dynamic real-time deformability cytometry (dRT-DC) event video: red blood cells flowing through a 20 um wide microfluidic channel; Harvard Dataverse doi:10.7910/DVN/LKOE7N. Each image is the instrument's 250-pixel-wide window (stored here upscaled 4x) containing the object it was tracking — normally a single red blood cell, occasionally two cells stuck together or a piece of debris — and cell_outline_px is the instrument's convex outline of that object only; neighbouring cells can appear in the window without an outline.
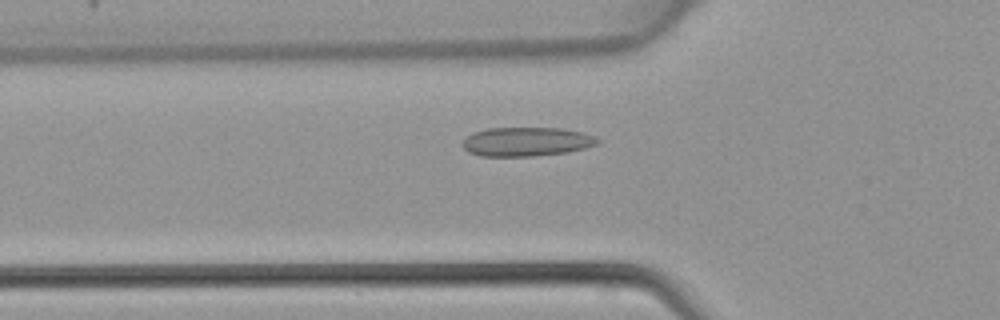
{"species": "common noctule bat (a hibernating species)", "species_latin": "Nyctalus noctula", "temperature_condition": "warm", "stored_images_in_passage": 44, "camera_frame_rate_fps": 3000, "um_per_image_px": 0.085, "animal": {"sex": "female", "body_mass_g": 22.7, "forearm_length_mm": 54.2}, "frame": {"image": 1, "passage_image": 14, "time_ms": 4.333, "image_size_px": [1000, 320], "cell_outline_px": [[600, 140], [596, 144], [584, 148], [568, 152], [532, 156], [480, 156], [468, 152], [460, 144], [472, 132], [488, 128], [560, 128], [580, 132], [596, 136]], "centroid_in_image_um": [44.72, 12.04], "position_along_channel_um": 81.1, "area_um2": 22.83}}
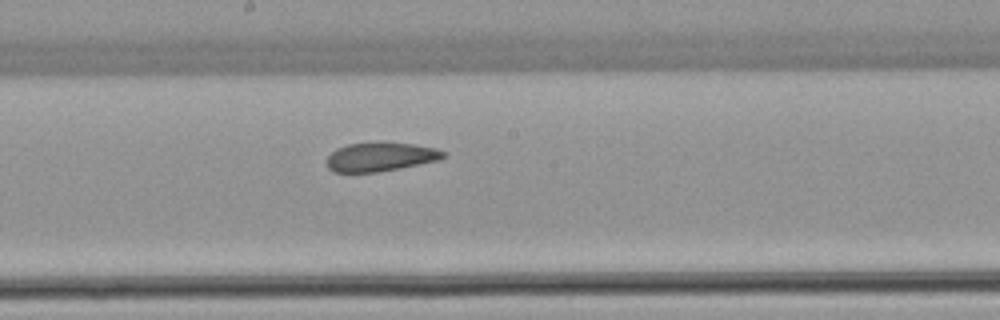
{"frame": {"image": 2, "passage_image": 23, "time_ms": 7.333, "image_size_px": [1000, 320], "cell_outline_px": [[448, 156], [436, 160], [376, 172], [332, 172], [328, 168], [328, 156], [336, 148], [348, 144], [412, 144], [436, 148], [444, 152]], "centroid_in_image_um": [32.3, 13.35], "position_along_channel_um": 215.9, "area_um2": 18.79}}
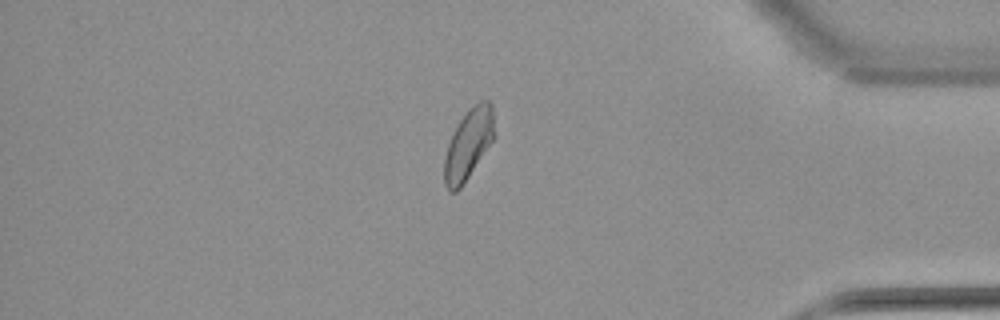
{"frame": {"image": 3, "passage_image": 37, "time_ms": 12.0, "image_size_px": [1000, 320], "cell_outline_px": [[496, 136], [460, 188], [456, 192], [448, 192], [444, 184], [444, 160], [448, 144], [460, 120], [468, 108], [472, 104], [480, 100], [488, 100], [492, 104]], "centroid_in_image_um": [39.84, 12.23], "position_along_channel_um": 395.4, "area_um2": 20.58}}